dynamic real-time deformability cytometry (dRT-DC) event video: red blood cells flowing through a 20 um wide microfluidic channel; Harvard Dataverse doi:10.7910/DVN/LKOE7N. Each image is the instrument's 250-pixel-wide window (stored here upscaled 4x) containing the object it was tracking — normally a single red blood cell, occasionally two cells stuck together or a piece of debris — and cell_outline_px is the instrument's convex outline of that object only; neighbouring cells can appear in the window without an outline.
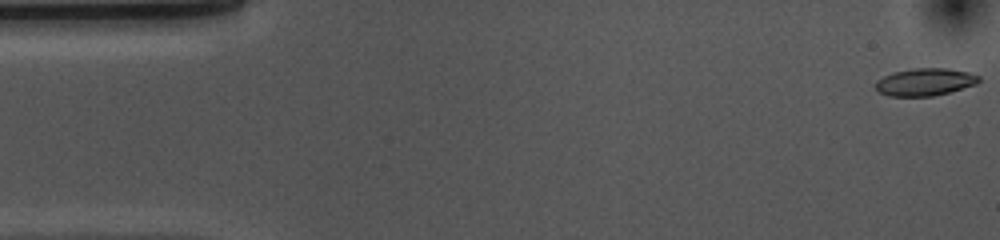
{"species": "common noctule bat (a hibernating species)", "species_latin": "Nyctalus noctula", "temperature_condition": "cold", "stored_images_in_passage": 8, "camera_frame_rate_fps": 3000, "um_per_image_px": 0.085, "animal": {"sex": "female", "body_mass_g": 10.0, "forearm_length_mm": 53.1}, "frame": {"image": 1, "passage_image": 1, "time_ms": 0.0, "image_size_px": [1000, 240], "cell_outline_px": [[980, 80], [976, 84], [948, 92], [932, 96], [888, 96], [880, 92], [876, 88], [876, 80], [892, 72], [912, 68], [948, 68], [968, 72], [980, 76]], "centroid_in_image_um": [78.61, 6.96], "position_along_channel_um": 6.4, "area_um2": 16.47}}